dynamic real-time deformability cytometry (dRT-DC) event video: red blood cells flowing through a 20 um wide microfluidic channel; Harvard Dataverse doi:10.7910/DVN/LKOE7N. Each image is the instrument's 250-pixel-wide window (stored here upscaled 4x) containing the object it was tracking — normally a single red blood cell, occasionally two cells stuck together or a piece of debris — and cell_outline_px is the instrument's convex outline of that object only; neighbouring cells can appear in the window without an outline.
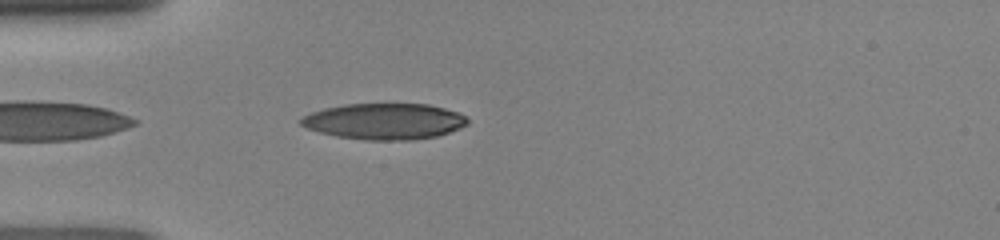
{"species": "human", "species_latin": "Homo sapiens", "temperature_condition": "room temperature", "stored_images_in_passage": 36, "camera_frame_rate_fps": 3000, "um_per_image_px": 0.085, "donor": {"sex": "female"}, "frame": {"image": 1, "passage_image": 2, "time_ms": 0.333, "image_size_px": [1000, 240], "cell_outline_px": [[468, 124], [460, 128], [436, 136], [412, 140], [368, 140], [336, 136], [320, 132], [308, 128], [300, 124], [296, 120], [312, 112], [324, 108], [344, 104], [428, 104], [460, 112], [468, 120]], "centroid_in_image_um": [32.67, 10.31], "position_along_channel_um": 52.3, "area_um2": 35.03}}
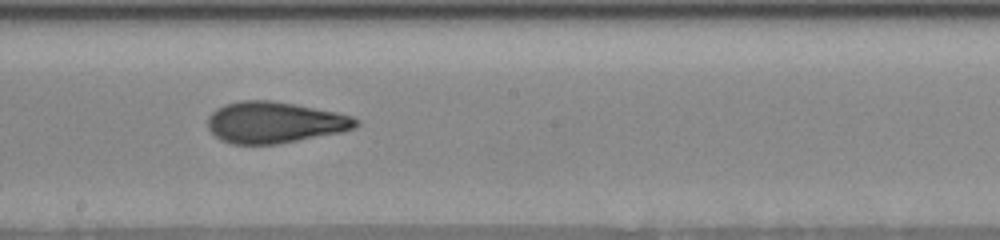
{"frame": {"image": 2, "passage_image": 15, "time_ms": 4.667, "image_size_px": [1000, 240], "cell_outline_px": [[360, 124], [356, 128], [340, 132], [276, 144], [232, 144], [220, 140], [208, 128], [208, 116], [216, 108], [224, 104], [240, 100], [272, 100], [336, 112], [352, 116], [360, 120]], "centroid_in_image_um": [23.33, 10.4], "position_along_channel_um": 224.9, "area_um2": 35.66}}
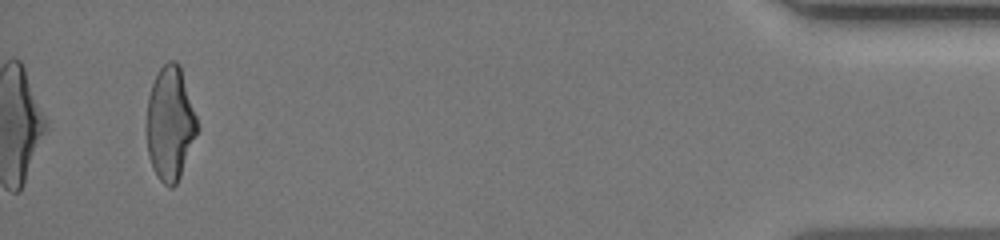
{"frame": {"image": 3, "passage_image": 34, "time_ms": 11.0, "image_size_px": [1000, 240], "cell_outline_px": [[200, 128], [180, 176], [176, 184], [172, 188], [168, 188], [160, 180], [152, 168], [148, 156], [148, 96], [152, 84], [160, 68], [168, 60], [176, 60], [180, 64]], "centroid_in_image_um": [14.49, 10.5], "position_along_channel_um": 420.7, "area_um2": 33.52}}